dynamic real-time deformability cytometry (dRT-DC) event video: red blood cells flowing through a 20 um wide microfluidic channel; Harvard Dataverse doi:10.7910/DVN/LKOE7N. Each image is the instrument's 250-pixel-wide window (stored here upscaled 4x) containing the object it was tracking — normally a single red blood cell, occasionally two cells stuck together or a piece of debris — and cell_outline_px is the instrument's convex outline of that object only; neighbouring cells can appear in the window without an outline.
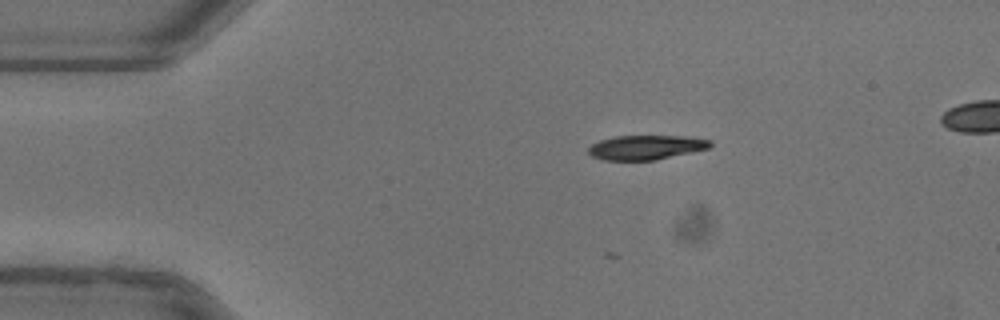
{"species": "common noctule bat (a hibernating species)", "species_latin": "Nyctalus noctula", "temperature_condition": "warm", "stored_images_in_passage": 44, "camera_frame_rate_fps": 3000, "um_per_image_px": 0.085, "animal": {"sex": "female"}, "frame": {"image": 1, "passage_image": 1, "time_ms": 0.0, "image_size_px": [1000, 320], "cell_outline_px": [[712, 144], [708, 148], [692, 152], [656, 160], [604, 160], [592, 156], [588, 152], [588, 148], [592, 144], [600, 140], [616, 136], [684, 136], [712, 140]], "centroid_in_image_um": [54.91, 12.52], "position_along_channel_um": 30.1, "area_um2": 17.28}}
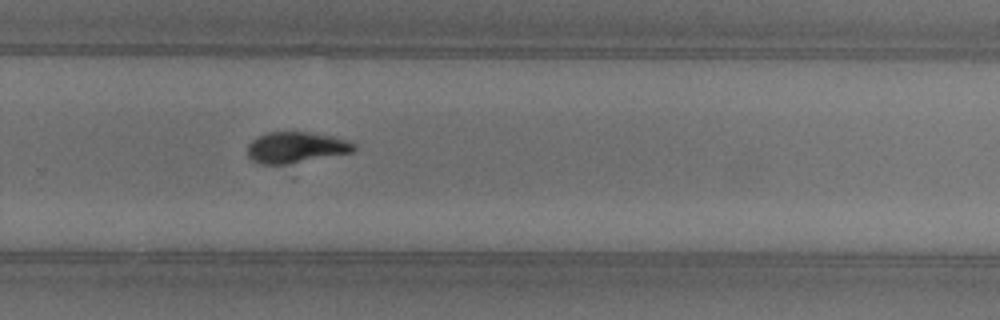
{"frame": {"image": 2, "passage_image": 26, "time_ms": 8.333, "image_size_px": [1000, 320], "cell_outline_px": [[356, 148], [352, 152], [284, 168], [260, 164], [252, 160], [248, 156], [248, 144], [256, 136], [268, 132], [308, 132], [332, 136], [356, 144]], "centroid_in_image_um": [25.13, 12.6], "position_along_channel_um": 304.7, "area_um2": 20.29}}